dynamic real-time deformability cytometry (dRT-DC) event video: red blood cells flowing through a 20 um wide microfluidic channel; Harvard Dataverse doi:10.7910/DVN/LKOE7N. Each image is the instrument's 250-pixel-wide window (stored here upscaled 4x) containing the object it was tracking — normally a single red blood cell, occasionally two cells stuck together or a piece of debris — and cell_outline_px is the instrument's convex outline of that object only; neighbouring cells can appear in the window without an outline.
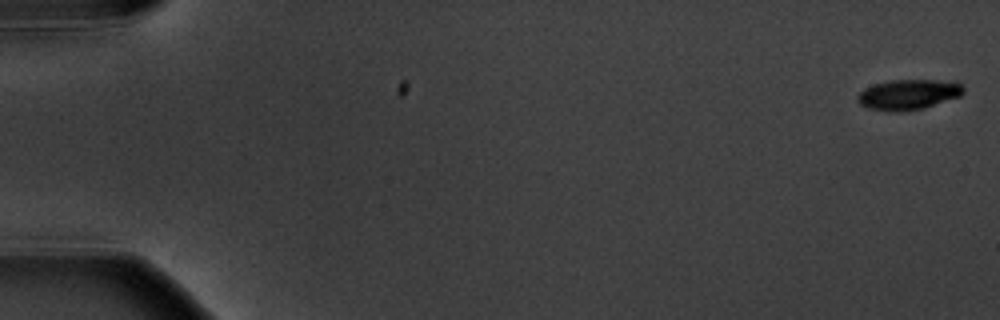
{"species": "common noctule bat (a hibernating species)", "species_latin": "Nyctalus noctula", "temperature_condition": "warm", "stored_images_in_passage": 6, "camera_frame_rate_fps": 3000, "um_per_image_px": 0.085, "animal": {"sex": "male", "body_mass_g": 20.1, "forearm_length_mm": 53.5}, "frame": {"image": 1, "passage_image": 1, "time_ms": 0.0, "image_size_px": [1000, 320], "cell_outline_px": [[964, 92], [960, 96], [924, 108], [900, 112], [888, 112], [868, 108], [860, 104], [856, 100], [856, 96], [864, 88], [888, 80], [956, 80], [964, 88]], "centroid_in_image_um": [77.21, 8.03], "position_along_channel_um": 7.8, "area_um2": 18.96}}
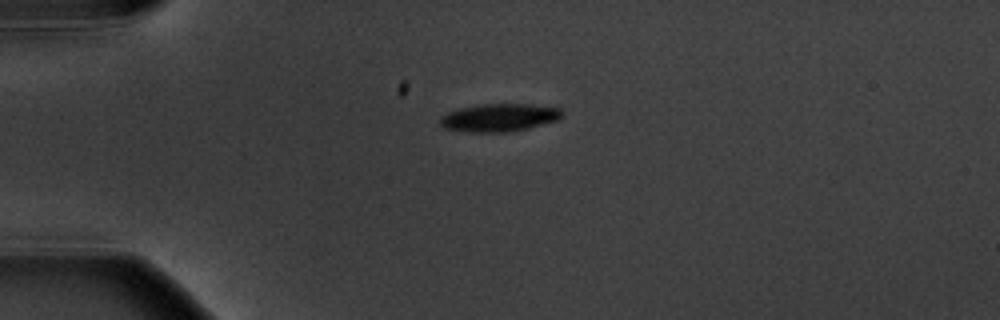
{"frame": {"image": 2, "passage_image": 5, "time_ms": 4.667, "image_size_px": [1000, 320], "cell_outline_px": [[564, 116], [560, 120], [512, 132], [468, 132], [444, 128], [440, 124], [440, 116], [448, 112], [460, 108], [480, 104], [532, 104], [560, 108], [564, 112]], "centroid_in_image_um": [42.48, 9.99], "position_along_channel_um": 42.5, "area_um2": 20.11}}